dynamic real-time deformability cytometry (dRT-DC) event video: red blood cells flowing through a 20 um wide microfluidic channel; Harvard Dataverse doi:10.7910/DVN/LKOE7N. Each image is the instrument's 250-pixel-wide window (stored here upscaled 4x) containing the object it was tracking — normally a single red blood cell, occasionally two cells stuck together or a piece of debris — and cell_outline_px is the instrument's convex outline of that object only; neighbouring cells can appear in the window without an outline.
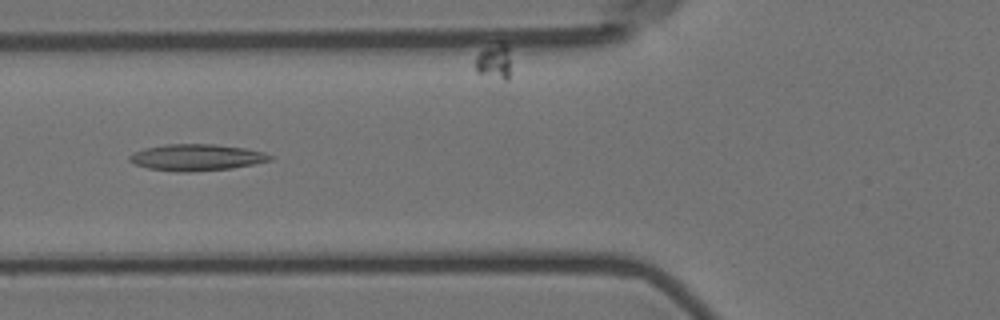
{"species": "Egyptian fruit bat (a non-hibernating species)", "species_latin": "Rousettus aegyptiacus", "temperature_condition": "room temperature", "stored_images_in_passage": 44, "camera_frame_rate_fps": 3000, "um_per_image_px": 0.085, "animal": {"sex": "female"}, "frame": {"image": 1, "passage_image": 20, "time_ms": 6.333, "image_size_px": [1000, 320], "cell_outline_px": [[272, 160], [232, 168], [184, 172], [148, 168], [136, 164], [128, 160], [128, 156], [144, 148], [164, 144], [212, 144], [244, 148], [264, 152], [272, 156]], "centroid_in_image_um": [16.7, 13.37], "position_along_channel_um": 109.1, "area_um2": 21.39}}
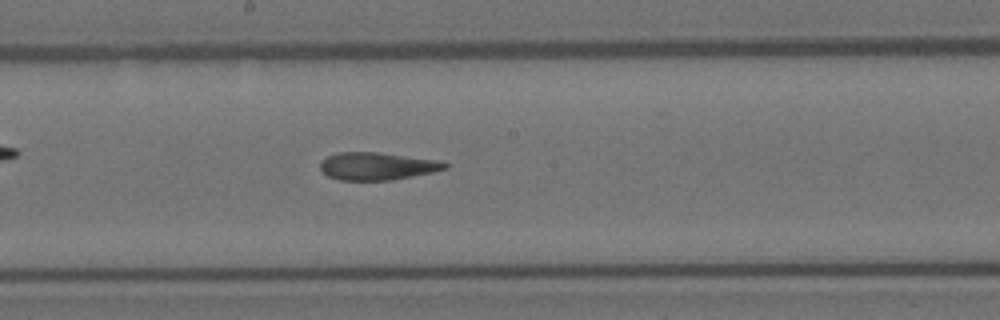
{"frame": {"image": 2, "passage_image": 29, "time_ms": 9.333, "image_size_px": [1000, 320], "cell_outline_px": [[448, 168], [432, 172], [392, 180], [340, 180], [328, 176], [320, 168], [320, 160], [328, 156], [340, 152], [376, 152], [436, 160], [448, 164]], "centroid_in_image_um": [32.02, 14.12], "position_along_channel_um": 216.2, "area_um2": 19.83}}
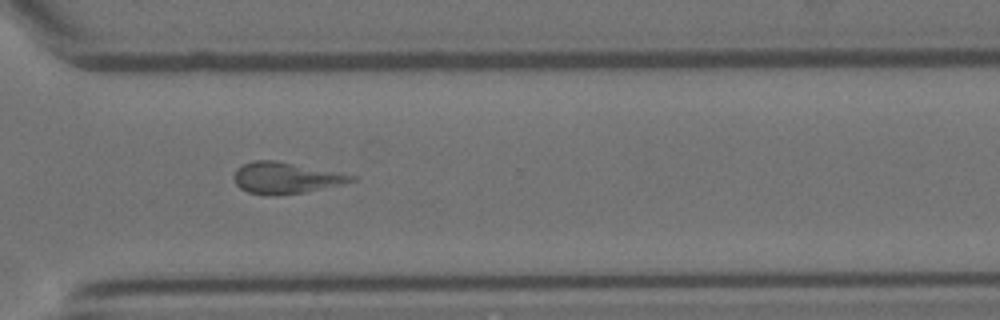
{"frame": {"image": 3, "passage_image": 40, "time_ms": 13.0, "image_size_px": [1000, 320], "cell_outline_px": [[356, 180], [340, 184], [304, 192], [272, 196], [268, 196], [248, 192], [240, 188], [236, 184], [232, 176], [236, 168], [252, 160], [276, 160], [356, 176]], "centroid_in_image_um": [24.2, 15.12], "position_along_channel_um": 346.4, "area_um2": 21.27}}